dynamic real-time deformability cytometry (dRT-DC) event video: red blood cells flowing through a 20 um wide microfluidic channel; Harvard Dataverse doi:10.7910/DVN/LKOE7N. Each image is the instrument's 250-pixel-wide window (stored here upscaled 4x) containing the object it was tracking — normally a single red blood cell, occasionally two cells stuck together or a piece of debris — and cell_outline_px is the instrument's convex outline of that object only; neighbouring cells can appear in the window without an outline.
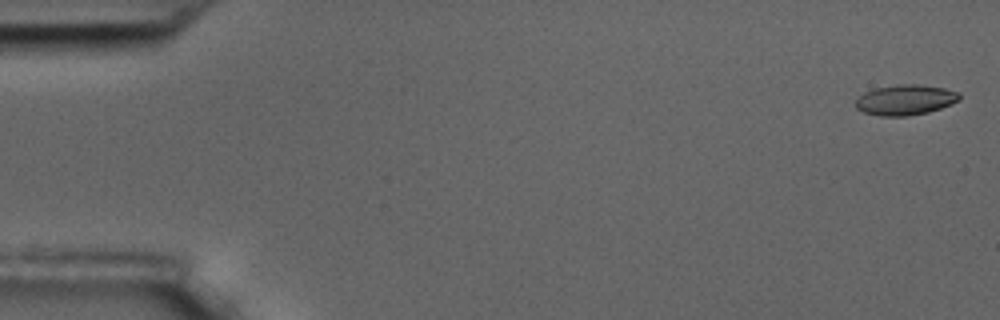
{"species": "common noctule bat (a hibernating species)", "species_latin": "Nyctalus noctula", "temperature_condition": "room temperature", "stored_images_in_passage": 7, "camera_frame_rate_fps": 3000, "um_per_image_px": 0.085, "animal": {"sex": "male", "body_mass_g": 17.5, "forearm_length_mm": 52.3}, "frame": {"image": 1, "passage_image": 1, "time_ms": 0.0, "image_size_px": [1000, 320], "cell_outline_px": [[960, 100], [952, 104], [928, 112], [908, 116], [880, 116], [864, 112], [856, 108], [856, 100], [864, 92], [876, 88], [896, 84], [920, 84], [944, 88], [960, 92]], "centroid_in_image_um": [76.98, 8.48], "position_along_channel_um": 8.0, "area_um2": 18.44}}
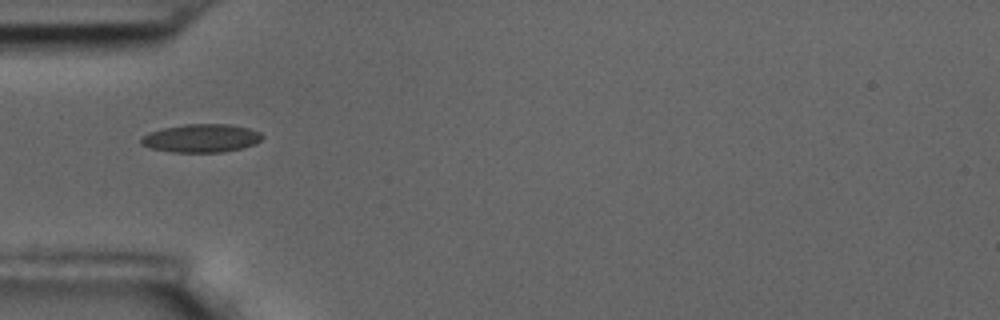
{"frame": {"image": 2, "passage_image": 5, "time_ms": 1.333, "image_size_px": [1000, 320], "cell_outline_px": [[264, 136], [256, 144], [244, 148], [220, 152], [172, 152], [152, 148], [140, 144], [140, 136], [148, 132], [164, 128], [184, 124], [228, 124], [248, 128], [260, 132]], "centroid_in_image_um": [17.1, 11.74], "position_along_channel_um": 67.9, "area_um2": 20.06}}